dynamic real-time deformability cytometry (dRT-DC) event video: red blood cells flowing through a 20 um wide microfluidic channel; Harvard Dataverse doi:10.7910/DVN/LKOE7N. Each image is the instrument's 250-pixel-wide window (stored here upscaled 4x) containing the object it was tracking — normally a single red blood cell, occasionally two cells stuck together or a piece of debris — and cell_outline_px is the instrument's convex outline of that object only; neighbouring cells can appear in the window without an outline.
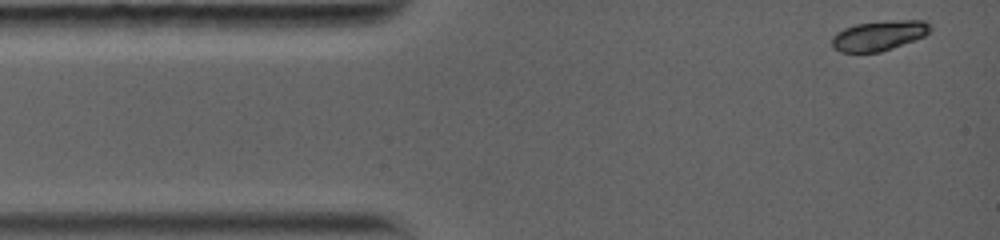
{"species": "common noctule bat (a hibernating species)", "species_latin": "Nyctalus noctula", "temperature_condition": "warm", "stored_images_in_passage": 68, "camera_frame_rate_fps": 5000, "um_per_image_px": 0.085, "animal": {"sex": "female", "body_mass_g": 19.0, "forearm_length_mm": 56.7}, "frame": {"image": 1, "passage_image": 1, "time_ms": 0.0, "image_size_px": [1000, 240], "cell_outline_px": [[932, 28], [924, 36], [892, 48], [880, 52], [840, 52], [832, 48], [832, 36], [836, 32], [844, 28], [856, 24], [892, 20], [924, 20], [932, 24]], "centroid_in_image_um": [74.7, 3.02], "position_along_channel_um": 10.3, "area_um2": 17.22}}
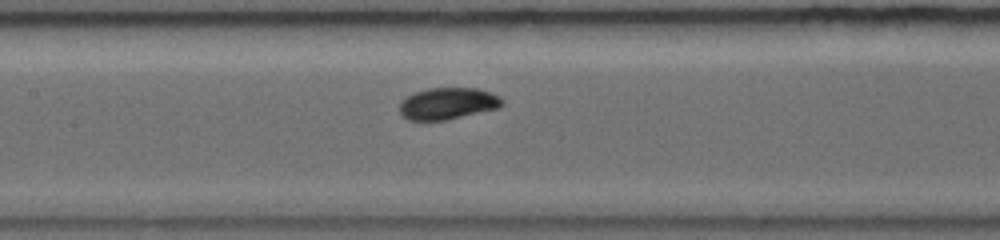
{"frame": {"image": 2, "passage_image": 38, "time_ms": 5.6, "image_size_px": [1000, 240], "cell_outline_px": [[504, 104], [500, 108], [444, 120], [408, 120], [400, 116], [400, 100], [416, 92], [428, 88], [476, 88], [492, 92], [500, 96], [504, 100]], "centroid_in_image_um": [38.08, 8.8], "position_along_channel_um": 169.3, "area_um2": 19.13}}
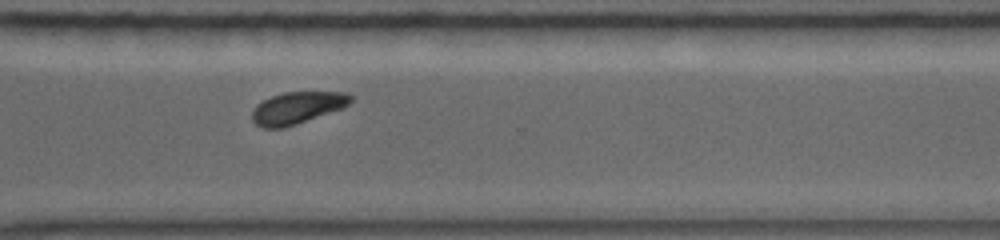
{"frame": {"image": 3, "passage_image": 67, "time_ms": 10.0, "image_size_px": [1000, 240], "cell_outline_px": [[352, 100], [348, 104], [340, 108], [296, 124], [284, 128], [264, 128], [256, 124], [252, 120], [252, 112], [256, 104], [272, 96], [284, 92], [348, 92], [352, 96]], "centroid_in_image_um": [25.23, 9.16], "position_along_channel_um": 345.4, "area_um2": 18.09}}